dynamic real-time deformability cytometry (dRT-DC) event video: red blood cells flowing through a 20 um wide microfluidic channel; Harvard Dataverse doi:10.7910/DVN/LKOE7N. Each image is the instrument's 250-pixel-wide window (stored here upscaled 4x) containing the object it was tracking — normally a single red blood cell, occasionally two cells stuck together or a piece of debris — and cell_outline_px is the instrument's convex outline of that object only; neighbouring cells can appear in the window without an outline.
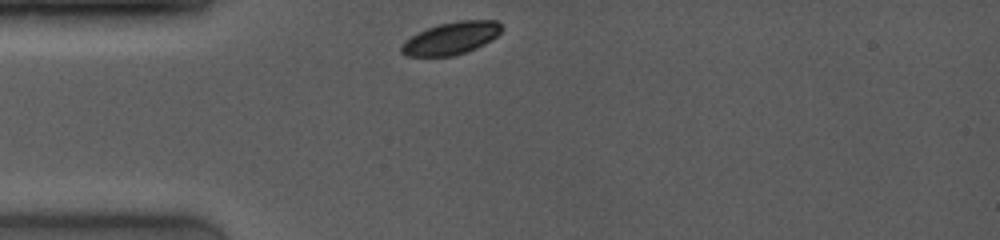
{"species": "common noctule bat (a hibernating species)", "species_latin": "Nyctalus noctula", "temperature_condition": "room temperature", "stored_images_in_passage": 47, "camera_frame_rate_fps": 4000, "um_per_image_px": 0.085, "animal": {"sex": "female", "body_mass_g": 19.0, "forearm_length_mm": 53.3}, "frame": {"image": 1, "passage_image": 1, "time_ms": 0.0, "image_size_px": [1000, 240], "cell_outline_px": [[504, 28], [492, 40], [476, 48], [452, 56], [404, 56], [400, 52], [400, 48], [412, 36], [428, 28], [440, 24], [456, 20], [496, 20]], "centroid_in_image_um": [38.38, 3.25], "position_along_channel_um": 46.6, "area_um2": 18.73}}
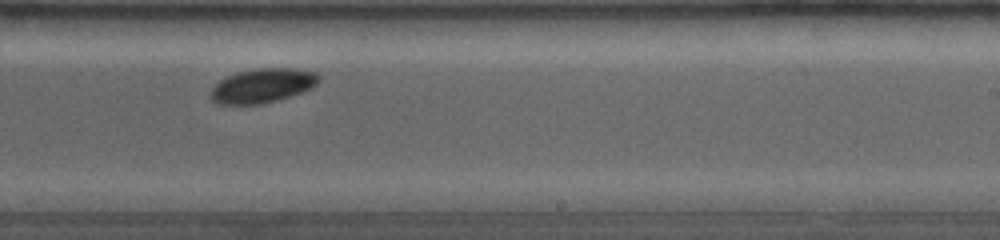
{"frame": {"image": 2, "passage_image": 36, "time_ms": 6.0, "image_size_px": [1000, 240], "cell_outline_px": [[320, 80], [312, 88], [276, 100], [260, 104], [216, 104], [208, 96], [208, 92], [220, 80], [236, 72], [252, 68], [296, 68], [316, 72], [320, 76]], "centroid_in_image_um": [22.28, 7.27], "position_along_channel_um": 266.7, "area_um2": 21.73}}
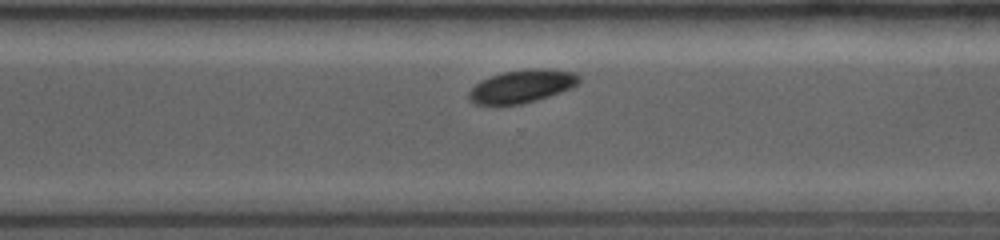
{"frame": {"image": 3, "passage_image": 43, "time_ms": 7.5, "image_size_px": [1000, 240], "cell_outline_px": [[580, 80], [576, 84], [560, 92], [536, 100], [520, 104], [476, 104], [468, 100], [468, 92], [480, 80], [504, 72], [528, 68], [544, 68], [576, 72], [580, 76]], "centroid_in_image_um": [44.35, 7.31], "position_along_channel_um": 326.2, "area_um2": 20.98}}